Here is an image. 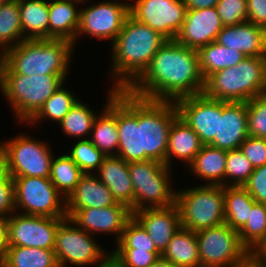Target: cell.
<instances>
[{
    "instance_id": "8fae6325",
    "label": "cell",
    "mask_w": 266,
    "mask_h": 267,
    "mask_svg": "<svg viewBox=\"0 0 266 267\" xmlns=\"http://www.w3.org/2000/svg\"><path fill=\"white\" fill-rule=\"evenodd\" d=\"M12 178L16 210L24 209L22 214L26 215L67 217L66 199L58 192L49 178L30 176Z\"/></svg>"
},
{
    "instance_id": "7402d4cb",
    "label": "cell",
    "mask_w": 266,
    "mask_h": 267,
    "mask_svg": "<svg viewBox=\"0 0 266 267\" xmlns=\"http://www.w3.org/2000/svg\"><path fill=\"white\" fill-rule=\"evenodd\" d=\"M97 178L111 191L113 198L134 212V189L128 162L119 156H106L98 168Z\"/></svg>"
},
{
    "instance_id": "ee69618b",
    "label": "cell",
    "mask_w": 266,
    "mask_h": 267,
    "mask_svg": "<svg viewBox=\"0 0 266 267\" xmlns=\"http://www.w3.org/2000/svg\"><path fill=\"white\" fill-rule=\"evenodd\" d=\"M239 149L254 168L266 164V139L248 136Z\"/></svg>"
},
{
    "instance_id": "7bdbcfd3",
    "label": "cell",
    "mask_w": 266,
    "mask_h": 267,
    "mask_svg": "<svg viewBox=\"0 0 266 267\" xmlns=\"http://www.w3.org/2000/svg\"><path fill=\"white\" fill-rule=\"evenodd\" d=\"M247 0H219L216 5L224 26L248 22Z\"/></svg>"
},
{
    "instance_id": "ac0fdd59",
    "label": "cell",
    "mask_w": 266,
    "mask_h": 267,
    "mask_svg": "<svg viewBox=\"0 0 266 267\" xmlns=\"http://www.w3.org/2000/svg\"><path fill=\"white\" fill-rule=\"evenodd\" d=\"M223 27L216 7L187 10L181 31L175 40L183 46L198 51L216 41Z\"/></svg>"
},
{
    "instance_id": "681fc988",
    "label": "cell",
    "mask_w": 266,
    "mask_h": 267,
    "mask_svg": "<svg viewBox=\"0 0 266 267\" xmlns=\"http://www.w3.org/2000/svg\"><path fill=\"white\" fill-rule=\"evenodd\" d=\"M250 258L259 266L266 267V238L250 253Z\"/></svg>"
},
{
    "instance_id": "3957f363",
    "label": "cell",
    "mask_w": 266,
    "mask_h": 267,
    "mask_svg": "<svg viewBox=\"0 0 266 267\" xmlns=\"http://www.w3.org/2000/svg\"><path fill=\"white\" fill-rule=\"evenodd\" d=\"M167 41L161 33L129 15L111 43V76L116 78L113 87L127 90L149 67L155 53Z\"/></svg>"
},
{
    "instance_id": "5bb4252c",
    "label": "cell",
    "mask_w": 266,
    "mask_h": 267,
    "mask_svg": "<svg viewBox=\"0 0 266 267\" xmlns=\"http://www.w3.org/2000/svg\"><path fill=\"white\" fill-rule=\"evenodd\" d=\"M67 217L11 214L8 218V246L54 250L59 224Z\"/></svg>"
},
{
    "instance_id": "b9f144b4",
    "label": "cell",
    "mask_w": 266,
    "mask_h": 267,
    "mask_svg": "<svg viewBox=\"0 0 266 267\" xmlns=\"http://www.w3.org/2000/svg\"><path fill=\"white\" fill-rule=\"evenodd\" d=\"M246 103L249 136L266 139V92Z\"/></svg>"
},
{
    "instance_id": "30bf717a",
    "label": "cell",
    "mask_w": 266,
    "mask_h": 267,
    "mask_svg": "<svg viewBox=\"0 0 266 267\" xmlns=\"http://www.w3.org/2000/svg\"><path fill=\"white\" fill-rule=\"evenodd\" d=\"M94 240L91 234L80 229L70 218H65L59 224L54 247L59 267L69 264L77 267L90 264L110 267V254L106 255Z\"/></svg>"
},
{
    "instance_id": "f5cc1de1",
    "label": "cell",
    "mask_w": 266,
    "mask_h": 267,
    "mask_svg": "<svg viewBox=\"0 0 266 267\" xmlns=\"http://www.w3.org/2000/svg\"><path fill=\"white\" fill-rule=\"evenodd\" d=\"M149 267H177L172 262L160 256L152 265Z\"/></svg>"
},
{
    "instance_id": "4dcf8cb0",
    "label": "cell",
    "mask_w": 266,
    "mask_h": 267,
    "mask_svg": "<svg viewBox=\"0 0 266 267\" xmlns=\"http://www.w3.org/2000/svg\"><path fill=\"white\" fill-rule=\"evenodd\" d=\"M199 68L203 79L213 73L237 66L246 57L238 50H231L216 41L200 48L198 51Z\"/></svg>"
},
{
    "instance_id": "60d3db41",
    "label": "cell",
    "mask_w": 266,
    "mask_h": 267,
    "mask_svg": "<svg viewBox=\"0 0 266 267\" xmlns=\"http://www.w3.org/2000/svg\"><path fill=\"white\" fill-rule=\"evenodd\" d=\"M116 243V248H136V250L158 252L152 238L134 217L127 222L120 240Z\"/></svg>"
},
{
    "instance_id": "44dd1931",
    "label": "cell",
    "mask_w": 266,
    "mask_h": 267,
    "mask_svg": "<svg viewBox=\"0 0 266 267\" xmlns=\"http://www.w3.org/2000/svg\"><path fill=\"white\" fill-rule=\"evenodd\" d=\"M216 42L245 57L266 56V29L250 22L224 26Z\"/></svg>"
},
{
    "instance_id": "f35d334b",
    "label": "cell",
    "mask_w": 266,
    "mask_h": 267,
    "mask_svg": "<svg viewBox=\"0 0 266 267\" xmlns=\"http://www.w3.org/2000/svg\"><path fill=\"white\" fill-rule=\"evenodd\" d=\"M110 252L111 267H149L160 256L159 252L136 250V248H114Z\"/></svg>"
},
{
    "instance_id": "83f0119b",
    "label": "cell",
    "mask_w": 266,
    "mask_h": 267,
    "mask_svg": "<svg viewBox=\"0 0 266 267\" xmlns=\"http://www.w3.org/2000/svg\"><path fill=\"white\" fill-rule=\"evenodd\" d=\"M226 155L227 150L203 145L188 167L196 176L208 180L207 184L225 187Z\"/></svg>"
},
{
    "instance_id": "74e56055",
    "label": "cell",
    "mask_w": 266,
    "mask_h": 267,
    "mask_svg": "<svg viewBox=\"0 0 266 267\" xmlns=\"http://www.w3.org/2000/svg\"><path fill=\"white\" fill-rule=\"evenodd\" d=\"M67 154L84 174L97 171L106 157L90 140H79Z\"/></svg>"
},
{
    "instance_id": "f1b7e54d",
    "label": "cell",
    "mask_w": 266,
    "mask_h": 267,
    "mask_svg": "<svg viewBox=\"0 0 266 267\" xmlns=\"http://www.w3.org/2000/svg\"><path fill=\"white\" fill-rule=\"evenodd\" d=\"M161 256L177 267H201L196 232L180 227Z\"/></svg>"
},
{
    "instance_id": "1f68e13d",
    "label": "cell",
    "mask_w": 266,
    "mask_h": 267,
    "mask_svg": "<svg viewBox=\"0 0 266 267\" xmlns=\"http://www.w3.org/2000/svg\"><path fill=\"white\" fill-rule=\"evenodd\" d=\"M0 267H59L54 250L8 246Z\"/></svg>"
},
{
    "instance_id": "5b68a950",
    "label": "cell",
    "mask_w": 266,
    "mask_h": 267,
    "mask_svg": "<svg viewBox=\"0 0 266 267\" xmlns=\"http://www.w3.org/2000/svg\"><path fill=\"white\" fill-rule=\"evenodd\" d=\"M266 92V56L246 57L237 66L219 70L204 80L203 94L211 99L247 102Z\"/></svg>"
},
{
    "instance_id": "11a10c76",
    "label": "cell",
    "mask_w": 266,
    "mask_h": 267,
    "mask_svg": "<svg viewBox=\"0 0 266 267\" xmlns=\"http://www.w3.org/2000/svg\"><path fill=\"white\" fill-rule=\"evenodd\" d=\"M8 1H10V0H0V4H3V3L8 2Z\"/></svg>"
},
{
    "instance_id": "ba28073f",
    "label": "cell",
    "mask_w": 266,
    "mask_h": 267,
    "mask_svg": "<svg viewBox=\"0 0 266 267\" xmlns=\"http://www.w3.org/2000/svg\"><path fill=\"white\" fill-rule=\"evenodd\" d=\"M128 170L134 189V211L164 208L176 203V192L171 189V171L168 166L147 160L128 162Z\"/></svg>"
},
{
    "instance_id": "bcb514c9",
    "label": "cell",
    "mask_w": 266,
    "mask_h": 267,
    "mask_svg": "<svg viewBox=\"0 0 266 267\" xmlns=\"http://www.w3.org/2000/svg\"><path fill=\"white\" fill-rule=\"evenodd\" d=\"M16 213L13 178L9 176L0 181V214L10 216Z\"/></svg>"
},
{
    "instance_id": "836d02e7",
    "label": "cell",
    "mask_w": 266,
    "mask_h": 267,
    "mask_svg": "<svg viewBox=\"0 0 266 267\" xmlns=\"http://www.w3.org/2000/svg\"><path fill=\"white\" fill-rule=\"evenodd\" d=\"M83 174L76 163L65 154L56 159L53 158L49 179L63 198L67 199Z\"/></svg>"
},
{
    "instance_id": "7dc6e473",
    "label": "cell",
    "mask_w": 266,
    "mask_h": 267,
    "mask_svg": "<svg viewBox=\"0 0 266 267\" xmlns=\"http://www.w3.org/2000/svg\"><path fill=\"white\" fill-rule=\"evenodd\" d=\"M248 22L266 29V0H247Z\"/></svg>"
},
{
    "instance_id": "d4e9b609",
    "label": "cell",
    "mask_w": 266,
    "mask_h": 267,
    "mask_svg": "<svg viewBox=\"0 0 266 267\" xmlns=\"http://www.w3.org/2000/svg\"><path fill=\"white\" fill-rule=\"evenodd\" d=\"M203 145L197 133L177 116L169 131L165 165L171 169V158L175 157L189 166Z\"/></svg>"
},
{
    "instance_id": "f6af8a7d",
    "label": "cell",
    "mask_w": 266,
    "mask_h": 267,
    "mask_svg": "<svg viewBox=\"0 0 266 267\" xmlns=\"http://www.w3.org/2000/svg\"><path fill=\"white\" fill-rule=\"evenodd\" d=\"M243 187L257 203L266 205V164L254 168Z\"/></svg>"
},
{
    "instance_id": "e0dca14e",
    "label": "cell",
    "mask_w": 266,
    "mask_h": 267,
    "mask_svg": "<svg viewBox=\"0 0 266 267\" xmlns=\"http://www.w3.org/2000/svg\"><path fill=\"white\" fill-rule=\"evenodd\" d=\"M66 215L80 229L91 235L93 232L118 234L117 242L127 222L133 217L131 209L118 202L104 208L66 209Z\"/></svg>"
},
{
    "instance_id": "ab89813d",
    "label": "cell",
    "mask_w": 266,
    "mask_h": 267,
    "mask_svg": "<svg viewBox=\"0 0 266 267\" xmlns=\"http://www.w3.org/2000/svg\"><path fill=\"white\" fill-rule=\"evenodd\" d=\"M254 171V167L240 149L228 150L226 155L225 186H243ZM232 179L227 184L226 180ZM227 184V185H226Z\"/></svg>"
},
{
    "instance_id": "cb8c5ba5",
    "label": "cell",
    "mask_w": 266,
    "mask_h": 267,
    "mask_svg": "<svg viewBox=\"0 0 266 267\" xmlns=\"http://www.w3.org/2000/svg\"><path fill=\"white\" fill-rule=\"evenodd\" d=\"M117 201L108 187L95 174H83L75 190L66 199V209L104 208Z\"/></svg>"
},
{
    "instance_id": "7c38bea8",
    "label": "cell",
    "mask_w": 266,
    "mask_h": 267,
    "mask_svg": "<svg viewBox=\"0 0 266 267\" xmlns=\"http://www.w3.org/2000/svg\"><path fill=\"white\" fill-rule=\"evenodd\" d=\"M11 177L49 178L53 160L51 147L25 134L3 143Z\"/></svg>"
},
{
    "instance_id": "9f6ffc18",
    "label": "cell",
    "mask_w": 266,
    "mask_h": 267,
    "mask_svg": "<svg viewBox=\"0 0 266 267\" xmlns=\"http://www.w3.org/2000/svg\"><path fill=\"white\" fill-rule=\"evenodd\" d=\"M76 1L80 2V4H81V3H86V2H85L86 0H76ZM82 1H84V2H82Z\"/></svg>"
},
{
    "instance_id": "c3c4849f",
    "label": "cell",
    "mask_w": 266,
    "mask_h": 267,
    "mask_svg": "<svg viewBox=\"0 0 266 267\" xmlns=\"http://www.w3.org/2000/svg\"><path fill=\"white\" fill-rule=\"evenodd\" d=\"M8 218L0 214V261L5 256L8 247Z\"/></svg>"
},
{
    "instance_id": "7a4b0ae2",
    "label": "cell",
    "mask_w": 266,
    "mask_h": 267,
    "mask_svg": "<svg viewBox=\"0 0 266 267\" xmlns=\"http://www.w3.org/2000/svg\"><path fill=\"white\" fill-rule=\"evenodd\" d=\"M203 89L198 52L176 40H168L127 90L143 99L175 102L183 97L202 94Z\"/></svg>"
},
{
    "instance_id": "e575fe53",
    "label": "cell",
    "mask_w": 266,
    "mask_h": 267,
    "mask_svg": "<svg viewBox=\"0 0 266 267\" xmlns=\"http://www.w3.org/2000/svg\"><path fill=\"white\" fill-rule=\"evenodd\" d=\"M72 92H69L63 85L45 101L40 110L26 123H37L42 119H51L59 124L69 113V110L79 101Z\"/></svg>"
},
{
    "instance_id": "f546056e",
    "label": "cell",
    "mask_w": 266,
    "mask_h": 267,
    "mask_svg": "<svg viewBox=\"0 0 266 267\" xmlns=\"http://www.w3.org/2000/svg\"><path fill=\"white\" fill-rule=\"evenodd\" d=\"M255 203L256 201L243 186H225V223L239 232L248 221Z\"/></svg>"
},
{
    "instance_id": "f907efd6",
    "label": "cell",
    "mask_w": 266,
    "mask_h": 267,
    "mask_svg": "<svg viewBox=\"0 0 266 267\" xmlns=\"http://www.w3.org/2000/svg\"><path fill=\"white\" fill-rule=\"evenodd\" d=\"M219 0H185L187 10L216 7Z\"/></svg>"
},
{
    "instance_id": "4316f807",
    "label": "cell",
    "mask_w": 266,
    "mask_h": 267,
    "mask_svg": "<svg viewBox=\"0 0 266 267\" xmlns=\"http://www.w3.org/2000/svg\"><path fill=\"white\" fill-rule=\"evenodd\" d=\"M20 21L25 39H49V2L45 0H18Z\"/></svg>"
},
{
    "instance_id": "d590c367",
    "label": "cell",
    "mask_w": 266,
    "mask_h": 267,
    "mask_svg": "<svg viewBox=\"0 0 266 267\" xmlns=\"http://www.w3.org/2000/svg\"><path fill=\"white\" fill-rule=\"evenodd\" d=\"M96 117L93 110L79 100L59 124L66 135L80 139L86 135L90 136Z\"/></svg>"
},
{
    "instance_id": "9a60e30c",
    "label": "cell",
    "mask_w": 266,
    "mask_h": 267,
    "mask_svg": "<svg viewBox=\"0 0 266 267\" xmlns=\"http://www.w3.org/2000/svg\"><path fill=\"white\" fill-rule=\"evenodd\" d=\"M129 15V4L125 2L103 1L85 7L80 10L79 27L75 42L79 35L83 33V35H90L99 40L109 39L112 43L120 33Z\"/></svg>"
},
{
    "instance_id": "277c9868",
    "label": "cell",
    "mask_w": 266,
    "mask_h": 267,
    "mask_svg": "<svg viewBox=\"0 0 266 267\" xmlns=\"http://www.w3.org/2000/svg\"><path fill=\"white\" fill-rule=\"evenodd\" d=\"M73 44L63 39H25L0 55V74L66 75Z\"/></svg>"
},
{
    "instance_id": "6da1fadb",
    "label": "cell",
    "mask_w": 266,
    "mask_h": 267,
    "mask_svg": "<svg viewBox=\"0 0 266 267\" xmlns=\"http://www.w3.org/2000/svg\"><path fill=\"white\" fill-rule=\"evenodd\" d=\"M177 116L172 101H153L117 90V156L126 162L155 160L165 164L169 131Z\"/></svg>"
},
{
    "instance_id": "484cf974",
    "label": "cell",
    "mask_w": 266,
    "mask_h": 267,
    "mask_svg": "<svg viewBox=\"0 0 266 267\" xmlns=\"http://www.w3.org/2000/svg\"><path fill=\"white\" fill-rule=\"evenodd\" d=\"M77 3V4H76ZM76 0H53L49 2V39H63L75 46L79 27L80 10H76Z\"/></svg>"
},
{
    "instance_id": "ffe728a7",
    "label": "cell",
    "mask_w": 266,
    "mask_h": 267,
    "mask_svg": "<svg viewBox=\"0 0 266 267\" xmlns=\"http://www.w3.org/2000/svg\"><path fill=\"white\" fill-rule=\"evenodd\" d=\"M247 103L222 101V116H219L218 135L209 144L224 150L239 149L249 136Z\"/></svg>"
},
{
    "instance_id": "8992f818",
    "label": "cell",
    "mask_w": 266,
    "mask_h": 267,
    "mask_svg": "<svg viewBox=\"0 0 266 267\" xmlns=\"http://www.w3.org/2000/svg\"><path fill=\"white\" fill-rule=\"evenodd\" d=\"M67 75L0 74V90L16 114L28 122L53 93L64 84Z\"/></svg>"
},
{
    "instance_id": "db71d44e",
    "label": "cell",
    "mask_w": 266,
    "mask_h": 267,
    "mask_svg": "<svg viewBox=\"0 0 266 267\" xmlns=\"http://www.w3.org/2000/svg\"><path fill=\"white\" fill-rule=\"evenodd\" d=\"M239 267H261L257 265L251 258L242 266Z\"/></svg>"
},
{
    "instance_id": "9c48e42d",
    "label": "cell",
    "mask_w": 266,
    "mask_h": 267,
    "mask_svg": "<svg viewBox=\"0 0 266 267\" xmlns=\"http://www.w3.org/2000/svg\"><path fill=\"white\" fill-rule=\"evenodd\" d=\"M201 267H239L250 259L238 231L226 223L196 232Z\"/></svg>"
},
{
    "instance_id": "52a82bcc",
    "label": "cell",
    "mask_w": 266,
    "mask_h": 267,
    "mask_svg": "<svg viewBox=\"0 0 266 267\" xmlns=\"http://www.w3.org/2000/svg\"><path fill=\"white\" fill-rule=\"evenodd\" d=\"M179 191L176 204L181 227L198 232L225 223L224 186L205 183Z\"/></svg>"
},
{
    "instance_id": "603a6c76",
    "label": "cell",
    "mask_w": 266,
    "mask_h": 267,
    "mask_svg": "<svg viewBox=\"0 0 266 267\" xmlns=\"http://www.w3.org/2000/svg\"><path fill=\"white\" fill-rule=\"evenodd\" d=\"M101 115L94 120L89 140L105 155L117 156L119 133L117 129V89L112 87ZM115 150V151H114Z\"/></svg>"
},
{
    "instance_id": "d6986e66",
    "label": "cell",
    "mask_w": 266,
    "mask_h": 267,
    "mask_svg": "<svg viewBox=\"0 0 266 267\" xmlns=\"http://www.w3.org/2000/svg\"><path fill=\"white\" fill-rule=\"evenodd\" d=\"M133 217L152 238L156 250L161 255L181 227L180 212L176 203L164 208H144L134 211Z\"/></svg>"
},
{
    "instance_id": "d6a6232c",
    "label": "cell",
    "mask_w": 266,
    "mask_h": 267,
    "mask_svg": "<svg viewBox=\"0 0 266 267\" xmlns=\"http://www.w3.org/2000/svg\"><path fill=\"white\" fill-rule=\"evenodd\" d=\"M22 40L23 31L18 0L0 4V55Z\"/></svg>"
},
{
    "instance_id": "2e32d148",
    "label": "cell",
    "mask_w": 266,
    "mask_h": 267,
    "mask_svg": "<svg viewBox=\"0 0 266 267\" xmlns=\"http://www.w3.org/2000/svg\"><path fill=\"white\" fill-rule=\"evenodd\" d=\"M174 103L178 116L197 133L204 145H209L215 135H218L222 101L211 99L202 93L180 98Z\"/></svg>"
},
{
    "instance_id": "8d00e7d4",
    "label": "cell",
    "mask_w": 266,
    "mask_h": 267,
    "mask_svg": "<svg viewBox=\"0 0 266 267\" xmlns=\"http://www.w3.org/2000/svg\"><path fill=\"white\" fill-rule=\"evenodd\" d=\"M238 233L241 243L251 253L266 238V205L256 202L248 221Z\"/></svg>"
},
{
    "instance_id": "816d5d0a",
    "label": "cell",
    "mask_w": 266,
    "mask_h": 267,
    "mask_svg": "<svg viewBox=\"0 0 266 267\" xmlns=\"http://www.w3.org/2000/svg\"><path fill=\"white\" fill-rule=\"evenodd\" d=\"M9 176L7 152L3 143H0V181L7 179Z\"/></svg>"
},
{
    "instance_id": "4fadbf2b",
    "label": "cell",
    "mask_w": 266,
    "mask_h": 267,
    "mask_svg": "<svg viewBox=\"0 0 266 267\" xmlns=\"http://www.w3.org/2000/svg\"><path fill=\"white\" fill-rule=\"evenodd\" d=\"M185 0H137L129 4V14L135 20L175 40L186 15Z\"/></svg>"
}]
</instances>
